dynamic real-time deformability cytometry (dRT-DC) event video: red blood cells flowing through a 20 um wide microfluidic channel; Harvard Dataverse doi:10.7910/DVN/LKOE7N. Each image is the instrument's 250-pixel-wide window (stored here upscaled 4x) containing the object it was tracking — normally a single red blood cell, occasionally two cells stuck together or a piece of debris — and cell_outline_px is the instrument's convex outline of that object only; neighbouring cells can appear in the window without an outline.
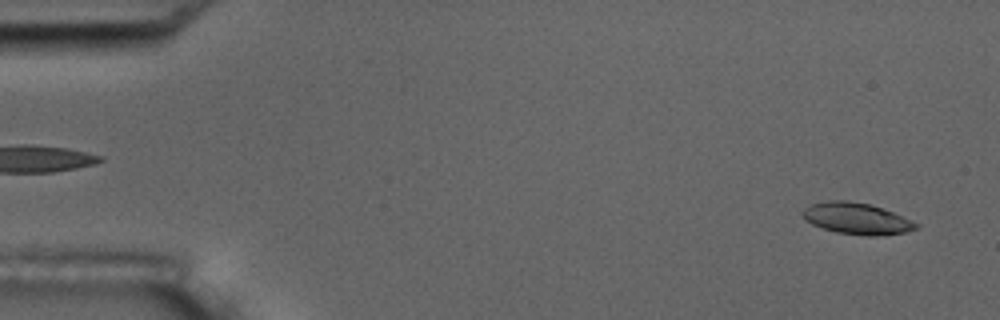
{"species": "common noctule bat (a hibernating species)", "species_latin": "Nyctalus noctula", "temperature_condition": "room temperature", "stored_images_in_passage": 2, "segment_of_instrument_passage": [2, 2], "camera_frame_rate_fps": 3000, "um_per_image_px": 0.085, "animal": {"sex": "male", "body_mass_g": 17.5, "forearm_length_mm": 52.3}, "frame": {"image": 1, "passage_image": 2, "time_ms": 2.333, "image_size_px": [1000, 320], "cell_outline_px": [[920, 228], [904, 232], [876, 236], [868, 236], [836, 232], [812, 224], [804, 220], [800, 212], [808, 204], [828, 200], [848, 200], [868, 204], [892, 212], [920, 224]], "centroid_in_image_um": [72.77, 18.57], "position_along_channel_um": 12.2, "area_um2": 20.81}}